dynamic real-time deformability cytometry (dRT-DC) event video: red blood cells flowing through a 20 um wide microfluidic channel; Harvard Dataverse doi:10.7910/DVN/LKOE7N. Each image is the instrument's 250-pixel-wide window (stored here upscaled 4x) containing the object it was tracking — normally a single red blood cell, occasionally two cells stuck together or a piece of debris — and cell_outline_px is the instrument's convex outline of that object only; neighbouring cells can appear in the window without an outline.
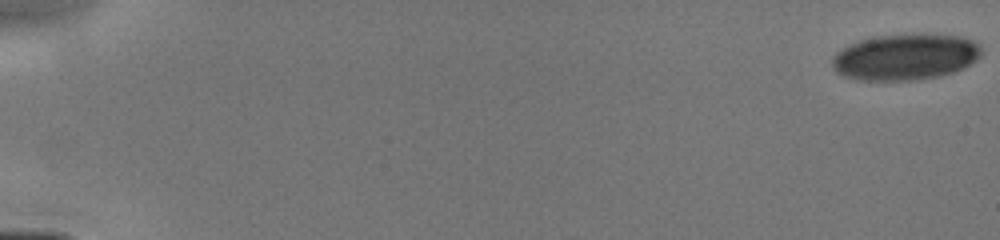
{"species": "human", "species_latin": "Homo sapiens", "temperature_condition": "cold", "stored_images_in_passage": 9, "camera_frame_rate_fps": 3000, "um_per_image_px": 0.085, "donor": {"sex": "male"}, "frame": {"image": 1, "passage_image": 1, "time_ms": 0.0, "image_size_px": [1000, 240], "cell_outline_px": [[984, 52], [976, 60], [964, 68], [940, 76], [912, 80], [860, 80], [844, 76], [836, 72], [832, 64], [832, 56], [836, 52], [860, 40], [872, 36], [960, 36], [972, 40], [980, 44]], "centroid_in_image_um": [76.96, 4.87], "position_along_channel_um": 8.0, "area_um2": 39.54}}
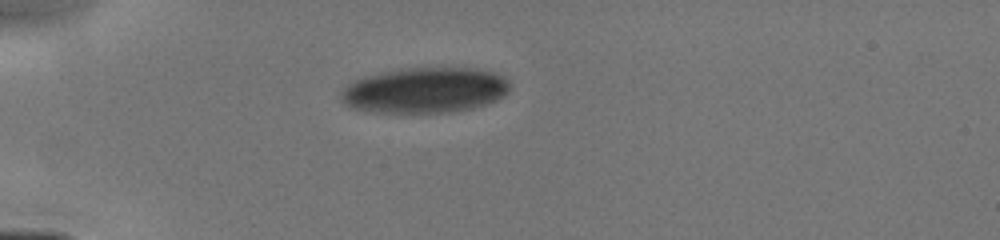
{"frame": {"image": 2, "passage_image": 7, "time_ms": 4.667, "image_size_px": [1000, 240], "cell_outline_px": [[512, 84], [508, 92], [504, 96], [488, 104], [472, 108], [452, 112], [376, 112], [352, 108], [344, 104], [340, 100], [340, 92], [348, 84], [364, 76], [380, 72], [400, 68], [472, 68], [492, 72], [504, 76]], "centroid_in_image_um": [36.13, 7.67], "position_along_channel_um": 48.9, "area_um2": 45.08}}